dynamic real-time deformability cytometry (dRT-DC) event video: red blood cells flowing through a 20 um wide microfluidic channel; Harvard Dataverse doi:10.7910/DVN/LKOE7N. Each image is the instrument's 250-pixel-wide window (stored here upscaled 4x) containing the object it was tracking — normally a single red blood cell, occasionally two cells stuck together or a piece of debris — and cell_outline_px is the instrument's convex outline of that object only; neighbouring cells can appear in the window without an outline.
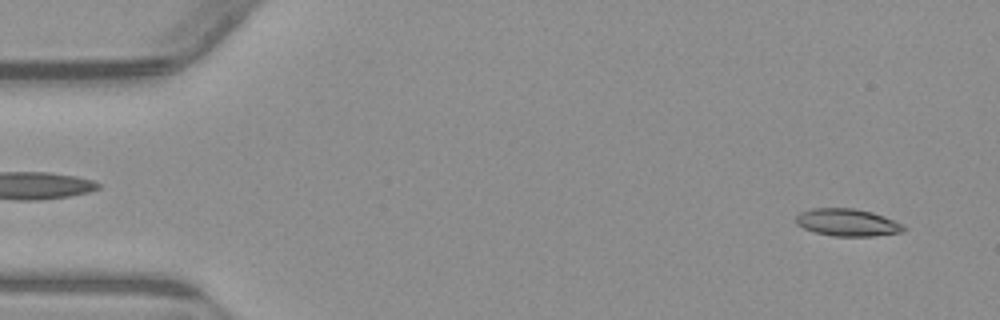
{"species": "common noctule bat (a hibernating species)", "species_latin": "Nyctalus noctula", "temperature_condition": "warm", "stored_images_in_passage": 54, "camera_frame_rate_fps": 3000, "um_per_image_px": 0.085, "animal": {"sex": "male", "body_mass_g": 23.1, "forearm_length_mm": 52.7}, "frame": {"image": 1, "passage_image": 4, "time_ms": 1.0, "image_size_px": [1000, 320], "cell_outline_px": [[908, 228], [900, 232], [872, 236], [832, 236], [816, 232], [804, 228], [796, 224], [796, 216], [800, 212], [812, 208], [852, 208], [872, 212], [884, 216], [904, 224]], "centroid_in_image_um": [72.04, 18.9], "position_along_channel_um": 13.0, "area_um2": 17.17}}
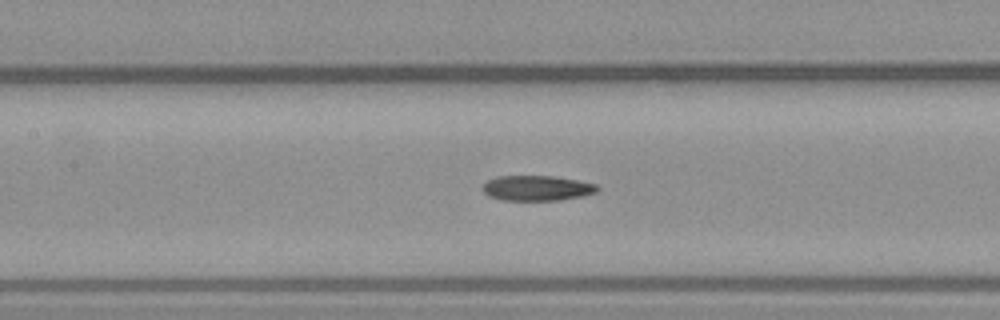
{"frame": {"image": 2, "passage_image": 25, "time_ms": 8.0, "image_size_px": [1000, 320], "cell_outline_px": [[600, 188], [596, 192], [584, 196], [560, 200], [504, 200], [488, 196], [484, 192], [484, 184], [488, 180], [496, 176], [552, 176], [576, 180], [596, 184]], "centroid_in_image_um": [45.66, 15.99], "position_along_channel_um": 161.7, "area_um2": 16.76}}
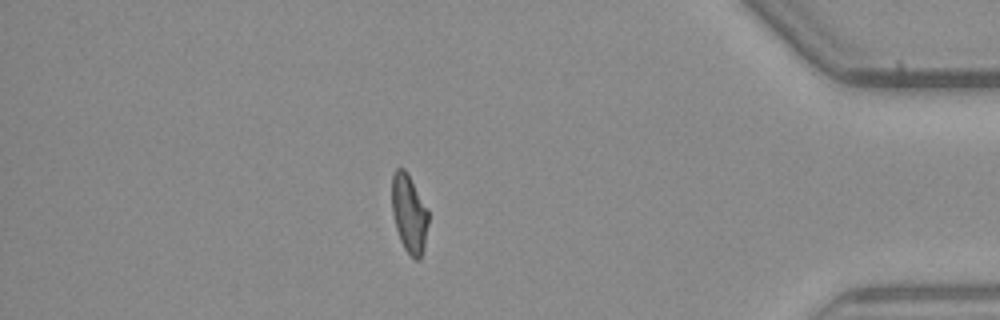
{"frame": {"image": 3, "passage_image": 47, "time_ms": 15.333, "image_size_px": [1000, 320], "cell_outline_px": [[428, 224], [424, 248], [420, 260], [416, 260], [404, 248], [400, 240], [396, 228], [392, 212], [392, 176], [396, 168], [404, 168], [428, 208]], "centroid_in_image_um": [34.78, 18.16], "position_along_channel_um": 400.4, "area_um2": 16.59}, "authors_computed_cell_mechanics": {"area_um2": 17.2533, "velocity_mm_per_s": 3.8467, "shape_relaxation_time_tau1_ms": 10.5984, "shape_relaxation_time_tau2_ms": 2.1201, "deformation_change_tau1": 0.2913, "deformation_change_tau2": 0.0803}}